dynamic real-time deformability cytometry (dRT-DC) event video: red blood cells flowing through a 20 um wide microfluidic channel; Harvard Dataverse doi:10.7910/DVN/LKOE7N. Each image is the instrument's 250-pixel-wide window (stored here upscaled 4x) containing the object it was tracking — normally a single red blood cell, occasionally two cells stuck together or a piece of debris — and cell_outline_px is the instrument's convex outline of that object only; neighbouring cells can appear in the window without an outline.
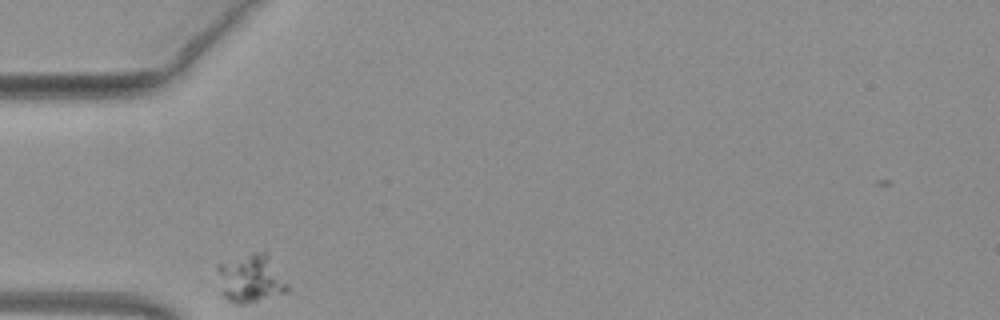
{"species": "common noctule bat (a hibernating species)", "species_latin": "Nyctalus noctula", "temperature_condition": "warm", "stored_images_in_passage": 29, "camera_frame_rate_fps": 3000, "um_per_image_px": 0.085, "animal": {"sex": "female", "body_mass_g": 19.3, "forearm_length_mm": 54.1}, "frame": {"image": 1, "passage_image": 1, "time_ms": 0.0, "image_size_px": [1000, 320], "cell_outline_px": [[288, 292], [244, 304], [236, 304], [228, 300], [220, 292], [216, 268], [216, 264], [252, 252], [268, 252], [288, 284]], "centroid_in_image_um": [21.29, 23.66], "position_along_channel_um": 63.7, "area_um2": 20.0}}
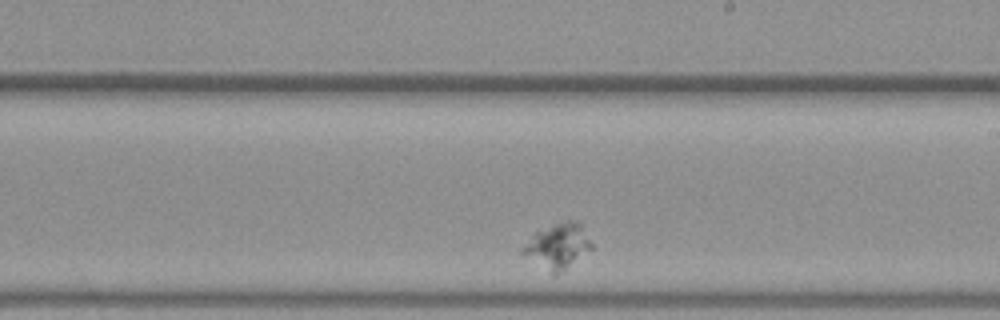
{"frame": {"image": 2, "passage_image": 17, "time_ms": 5.333, "image_size_px": [1000, 320], "cell_outline_px": [[592, 248], [556, 276], [552, 276], [520, 252], [520, 248], [536, 232], [556, 224], [568, 220], [576, 220], [580, 224], [592, 244]], "centroid_in_image_um": [47.37, 20.96], "position_along_channel_um": 241.6, "area_um2": 17.8}}
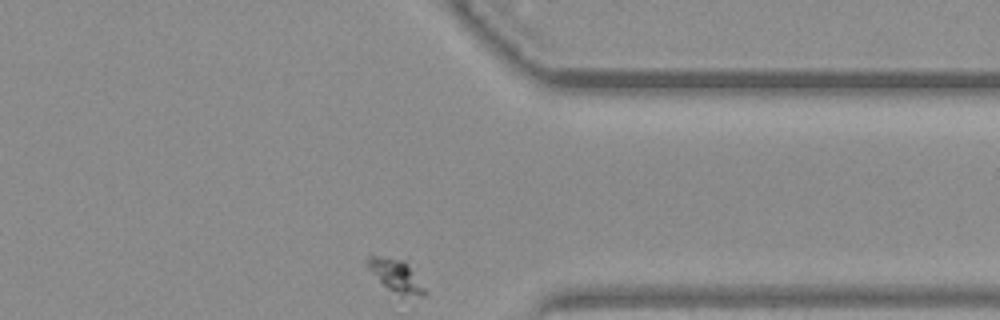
{"frame": {"image": 3, "passage_image": 29, "time_ms": 9.333, "image_size_px": [1000, 320], "cell_outline_px": [[428, 292], [424, 296], [400, 296], [388, 288], [368, 268], [368, 256], [380, 256], [400, 260], [408, 264]], "centroid_in_image_um": [33.72, 23.47], "position_along_channel_um": 377.7, "area_um2": 10.52}}